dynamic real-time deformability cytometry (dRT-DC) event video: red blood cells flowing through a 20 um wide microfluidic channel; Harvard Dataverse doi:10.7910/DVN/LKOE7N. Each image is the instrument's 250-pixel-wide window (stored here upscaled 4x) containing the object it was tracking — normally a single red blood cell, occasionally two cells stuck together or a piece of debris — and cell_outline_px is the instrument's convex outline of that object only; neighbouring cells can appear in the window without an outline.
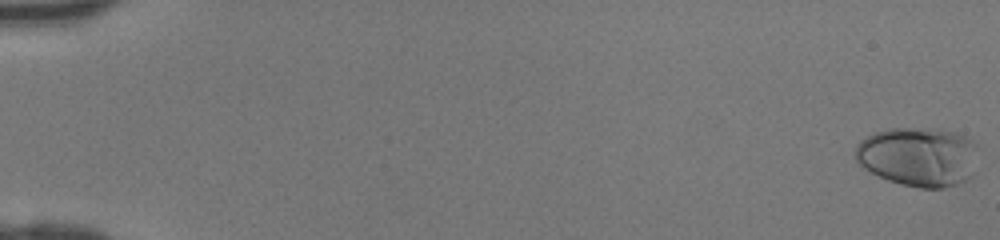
{"species": "human", "species_latin": "Homo sapiens", "temperature_condition": "room temperature", "stored_images_in_passage": 47, "camera_frame_rate_fps": 3000, "um_per_image_px": 0.085, "donor": {"sex": "female"}, "frame": {"image": 1, "passage_image": 1, "time_ms": 0.0, "image_size_px": [1000, 240], "cell_outline_px": [[976, 172], [968, 180], [944, 188], [920, 188], [900, 184], [888, 180], [864, 168], [856, 160], [856, 144], [860, 140], [876, 132], [892, 128], [912, 128], [956, 132], [972, 140], [976, 144]], "centroid_in_image_um": [78.09, 13.34], "position_along_channel_um": 6.9, "area_um2": 42.48}}
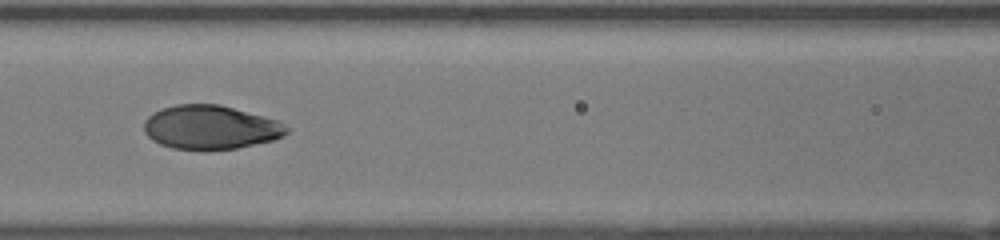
{"frame": {"image": 2, "passage_image": 23, "time_ms": 7.333, "image_size_px": [1000, 240], "cell_outline_px": [[288, 132], [284, 136], [272, 140], [236, 148], [208, 152], [200, 152], [172, 148], [160, 144], [152, 140], [144, 132], [144, 120], [148, 116], [164, 108], [176, 104], [216, 104], [280, 120], [288, 128]], "centroid_in_image_um": [17.88, 10.86], "position_along_channel_um": 148.7, "area_um2": 36.93}}
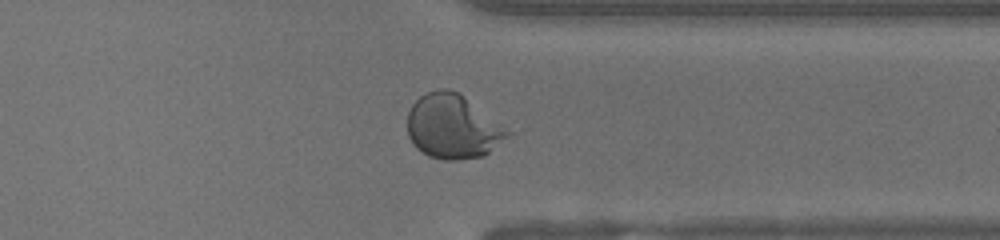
{"frame": {"image": 3, "passage_image": 38, "time_ms": 12.333, "image_size_px": [1000, 240], "cell_outline_px": [[516, 132], [484, 156], [460, 160], [444, 160], [428, 156], [416, 148], [412, 144], [408, 136], [408, 112], [412, 104], [420, 96], [428, 92], [440, 88], [448, 88], [456, 92]], "centroid_in_image_um": [38.53, 10.79], "position_along_channel_um": 372.9, "area_um2": 37.92}}